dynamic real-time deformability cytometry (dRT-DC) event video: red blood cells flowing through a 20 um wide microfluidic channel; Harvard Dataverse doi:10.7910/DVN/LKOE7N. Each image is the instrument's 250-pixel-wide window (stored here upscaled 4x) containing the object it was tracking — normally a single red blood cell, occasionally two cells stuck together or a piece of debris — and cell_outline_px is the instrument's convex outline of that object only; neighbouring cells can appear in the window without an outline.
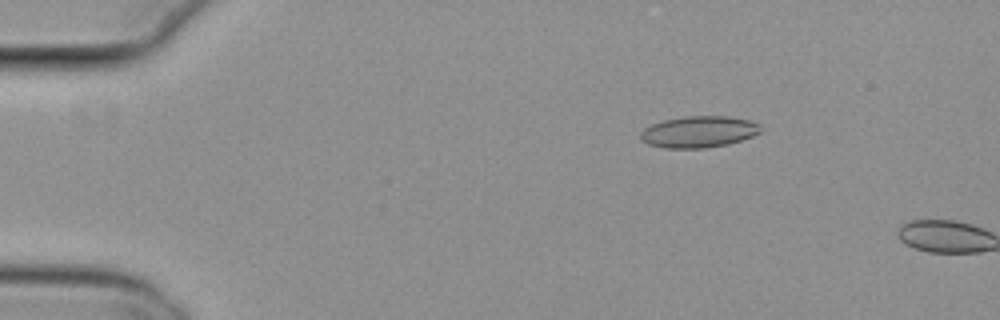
{"species": "common noctule bat (a hibernating species)", "species_latin": "Nyctalus noctula", "temperature_condition": "cold", "stored_images_in_passage": 10, "camera_frame_rate_fps": 3000, "um_per_image_px": 0.085, "animal": {"sex": "female", "body_mass_g": 29.2, "forearm_length_mm": 56.3}, "frame": {"image": 1, "passage_image": 9, "time_ms": 2.667, "image_size_px": [1000, 320], "cell_outline_px": [[764, 128], [760, 132], [752, 136], [728, 144], [704, 148], [664, 148], [648, 144], [640, 136], [640, 132], [644, 128], [652, 124], [664, 120], [684, 116], [728, 116], [752, 120], [760, 124]], "centroid_in_image_um": [59.43, 11.19], "position_along_channel_um": 25.6, "area_um2": 22.14}}